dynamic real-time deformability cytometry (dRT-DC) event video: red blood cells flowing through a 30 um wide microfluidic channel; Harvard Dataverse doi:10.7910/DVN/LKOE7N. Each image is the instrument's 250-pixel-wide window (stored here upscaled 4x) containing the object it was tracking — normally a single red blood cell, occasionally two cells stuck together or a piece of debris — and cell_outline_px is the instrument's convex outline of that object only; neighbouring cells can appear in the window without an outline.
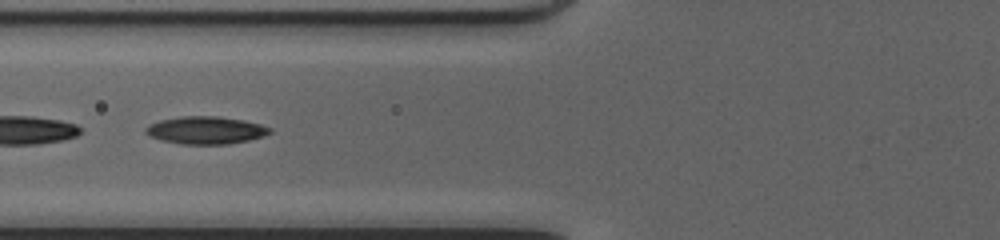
{"species": "common noctule bat (a hibernating species)", "species_latin": "Nyctalus noctula", "temperature_condition": "cold", "stored_images_in_passage": 33, "camera_frame_rate_fps": 3000, "um_per_image_px": 0.085, "animal": {"sex": "female", "body_mass_g": 20.0, "forearm_length_mm": 54.0}, "frame": {"image": 1, "passage_image": 6, "time_ms": 1.667, "image_size_px": [1000, 240], "cell_outline_px": [[272, 132], [248, 140], [228, 144], [180, 144], [160, 140], [144, 132], [144, 128], [148, 124], [160, 120], [180, 116], [216, 116], [244, 120], [260, 124], [272, 128]], "centroid_in_image_um": [17.45, 11.06], "position_along_channel_um": 108.3, "area_um2": 19.94}}
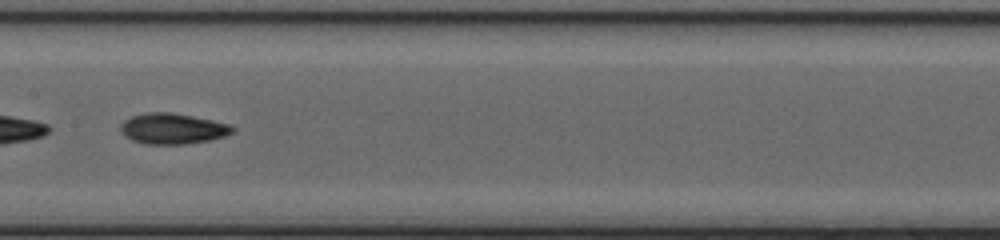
{"frame": {"image": 2, "passage_image": 12, "time_ms": 3.667, "image_size_px": [1000, 240], "cell_outline_px": [[236, 128], [232, 132], [224, 136], [208, 140], [184, 144], [144, 144], [132, 140], [120, 128], [120, 124], [124, 120], [132, 116], [148, 112], [172, 112], [212, 120], [228, 124]], "centroid_in_image_um": [14.67, 10.93], "position_along_channel_um": 192.7, "area_um2": 19.77}}
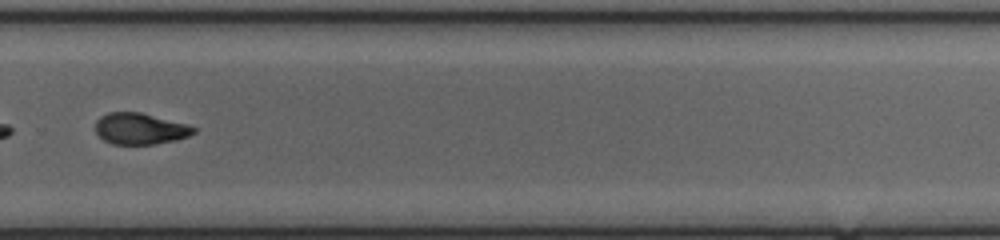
{"frame": {"image": 3, "passage_image": 21, "time_ms": 6.667, "image_size_px": [1000, 240], "cell_outline_px": [[196, 132], [188, 136], [176, 140], [156, 144], [112, 144], [104, 140], [96, 132], [96, 120], [100, 116], [108, 112], [140, 112], [188, 124], [196, 128]], "centroid_in_image_um": [11.92, 10.94], "position_along_channel_um": 317.9, "area_um2": 17.98}, "authors_computed_cell_mechanics": {"area_um2": 18.8428, "velocity_mm_per_s": 4.1942, "shape_relaxation_time_tau1_ms": 3.7617, "shape_relaxation_time_tau2_ms": 2.4887, "deformation_change_tau1": 0.1277, "deformation_change_tau2": 0.0804}}